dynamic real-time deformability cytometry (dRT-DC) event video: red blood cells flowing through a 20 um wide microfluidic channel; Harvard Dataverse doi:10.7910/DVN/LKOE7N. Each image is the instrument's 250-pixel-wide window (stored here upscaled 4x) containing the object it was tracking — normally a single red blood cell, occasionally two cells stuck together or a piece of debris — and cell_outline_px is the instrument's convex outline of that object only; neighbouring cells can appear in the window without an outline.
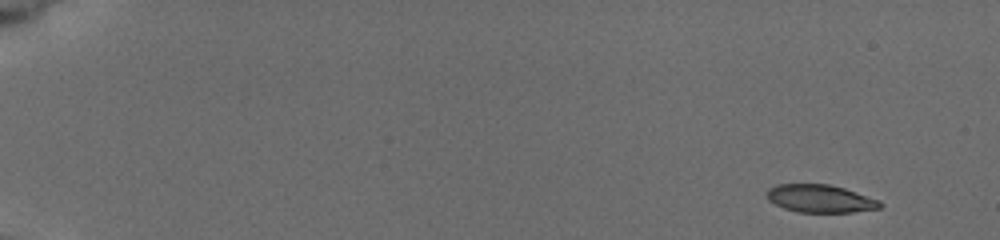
{"species": "common noctule bat (a hibernating species)", "species_latin": "Nyctalus noctula", "temperature_condition": "cold", "stored_images_in_passage": 7, "camera_frame_rate_fps": 3000, "um_per_image_px": 0.085, "animal": {"sex": "female", "body_mass_g": 19.5, "forearm_length_mm": 54.1}, "frame": {"image": 1, "passage_image": 1, "time_ms": 0.0, "image_size_px": [1000, 240], "cell_outline_px": [[880, 208], [852, 212], [800, 212], [784, 208], [768, 200], [768, 188], [776, 184], [828, 184], [844, 188], [876, 200], [880, 204]], "centroid_in_image_um": [69.65, 16.87], "position_along_channel_um": 15.3, "area_um2": 17.92}}
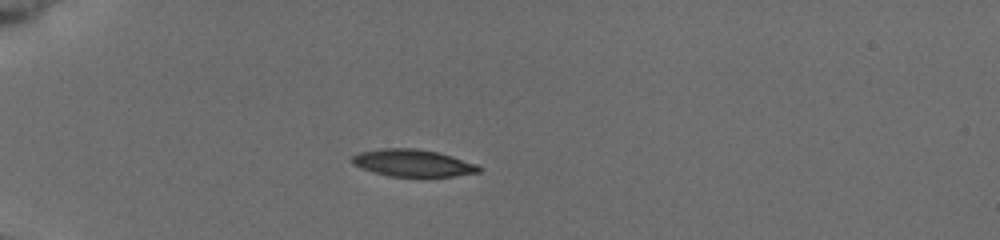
{"frame": {"image": 2, "passage_image": 5, "time_ms": 4.333, "image_size_px": [1000, 240], "cell_outline_px": [[480, 172], [452, 176], [388, 176], [352, 164], [352, 156], [360, 152], [384, 148], [412, 148], [440, 152], [476, 164], [480, 168]], "centroid_in_image_um": [35.1, 13.84], "position_along_channel_um": 49.9, "area_um2": 19.71}}
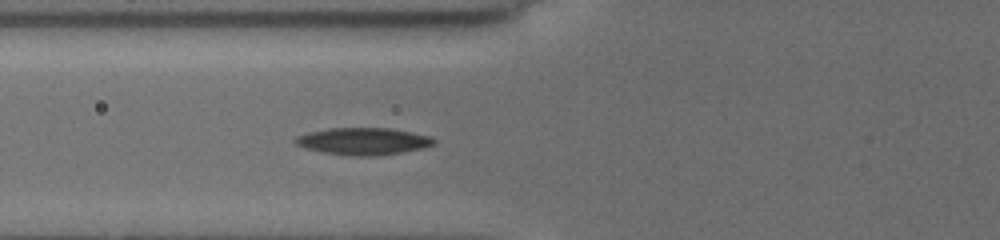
{"frame": {"image": 3, "passage_image": 7, "time_ms": 6.333, "image_size_px": [1000, 240], "cell_outline_px": [[436, 144], [424, 148], [400, 152], [368, 156], [356, 156], [324, 152], [304, 148], [296, 144], [292, 140], [296, 136], [308, 132], [328, 128], [392, 128], [432, 136], [436, 140]], "centroid_in_image_um": [30.89, 11.99], "position_along_channel_um": 94.9, "area_um2": 21.91}}